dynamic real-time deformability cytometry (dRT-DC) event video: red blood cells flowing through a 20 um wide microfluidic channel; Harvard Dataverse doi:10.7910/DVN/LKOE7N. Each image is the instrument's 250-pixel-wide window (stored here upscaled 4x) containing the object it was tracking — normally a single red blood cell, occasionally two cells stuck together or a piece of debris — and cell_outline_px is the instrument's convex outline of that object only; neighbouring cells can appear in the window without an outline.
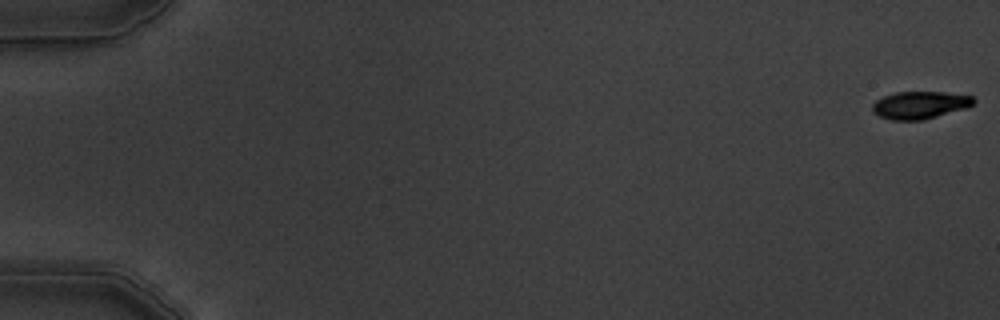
{"species": "common noctule bat (a hibernating species)", "species_latin": "Nyctalus noctula", "temperature_condition": "warm", "stored_images_in_passage": 6, "camera_frame_rate_fps": 3000, "um_per_image_px": 0.085, "animal": {"sex": "male", "body_mass_g": 19.5, "forearm_length_mm": 54.6}, "frame": {"image": 1, "passage_image": 1, "time_ms": 0.0, "image_size_px": [1000, 320], "cell_outline_px": [[976, 100], [968, 108], [924, 120], [892, 120], [880, 116], [872, 112], [872, 104], [876, 100], [884, 96], [896, 92], [944, 92], [972, 96]], "centroid_in_image_um": [78.2, 8.93], "position_along_channel_um": 6.8, "area_um2": 16.3}}
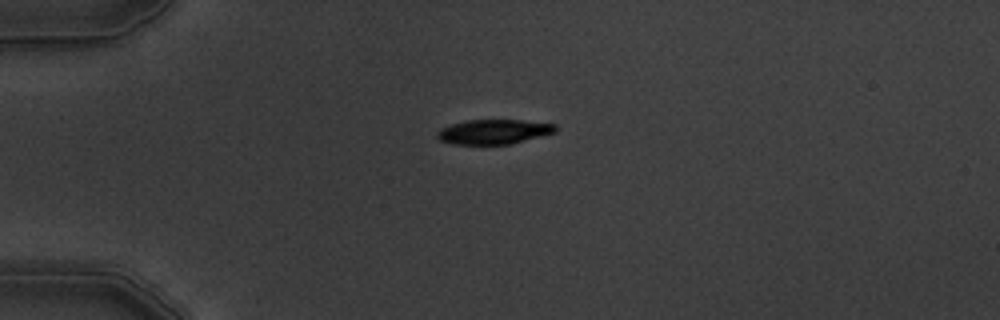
{"frame": {"image": 2, "passage_image": 5, "time_ms": 4.667, "image_size_px": [1000, 320], "cell_outline_px": [[556, 132], [508, 144], [452, 144], [440, 140], [436, 136], [436, 132], [440, 128], [448, 124], [468, 120], [520, 120], [556, 124]], "centroid_in_image_um": [41.91, 11.19], "position_along_channel_um": 43.1, "area_um2": 16.94}}